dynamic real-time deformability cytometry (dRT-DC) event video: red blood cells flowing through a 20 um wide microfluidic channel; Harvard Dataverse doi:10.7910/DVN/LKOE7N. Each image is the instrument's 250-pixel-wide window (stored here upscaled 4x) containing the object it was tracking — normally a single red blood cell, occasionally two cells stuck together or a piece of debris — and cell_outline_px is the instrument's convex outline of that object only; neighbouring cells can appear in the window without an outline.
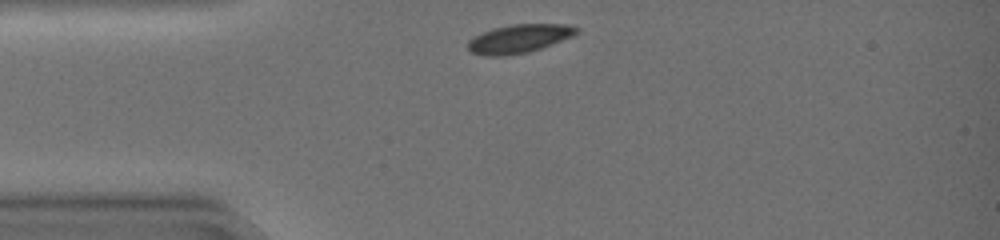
{"species": "common noctule bat (a hibernating species)", "species_latin": "Nyctalus noctula", "temperature_condition": "warm", "stored_images_in_passage": 30, "camera_frame_rate_fps": 3000, "um_per_image_px": 0.085, "animal": {"sex": "female", "body_mass_g": 19.0, "forearm_length_mm": 51.5}, "frame": {"image": 1, "passage_image": 1, "time_ms": 0.0, "image_size_px": [1000, 240], "cell_outline_px": [[576, 32], [560, 40], [540, 48], [528, 52], [500, 56], [488, 56], [472, 52], [468, 48], [468, 44], [476, 36], [484, 32], [496, 28], [512, 24], [564, 24], [576, 28]], "centroid_in_image_um": [44.07, 3.29], "position_along_channel_um": 40.9, "area_um2": 17.17}}
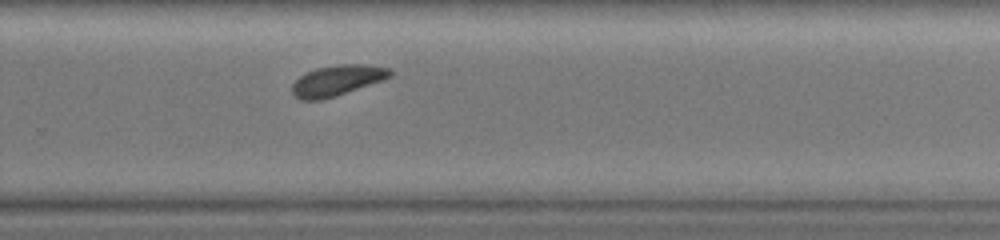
{"frame": {"image": 2, "passage_image": 21, "time_ms": 6.667, "image_size_px": [1000, 240], "cell_outline_px": [[392, 76], [336, 96], [320, 100], [300, 100], [292, 92], [292, 84], [300, 76], [316, 68], [340, 64], [364, 64], [388, 68], [392, 72]], "centroid_in_image_um": [28.63, 6.84], "position_along_channel_um": 301.2, "area_um2": 17.17}}
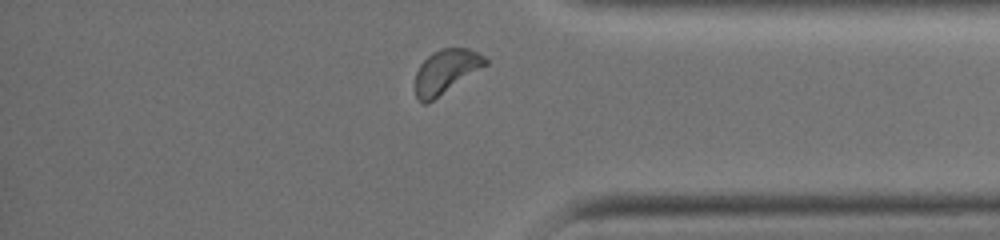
{"frame": {"image": 3, "passage_image": 28, "time_ms": 9.0, "image_size_px": [1000, 240], "cell_outline_px": [[488, 64], [428, 104], [420, 104], [416, 96], [416, 72], [420, 64], [432, 52], [440, 48], [468, 48], [484, 56], [488, 60]], "centroid_in_image_um": [37.89, 6.09], "position_along_channel_um": 397.3, "area_um2": 18.03}, "authors_computed_cell_mechanics": {"area_um2": 17.7157, "velocity_mm_per_s": 4.2257, "shape_relaxation_time_tau1_ms": 1.0982, "shape_relaxation_time_tau2_ms": null, "deformation_change_tau1": 0.0875, "deformation_change_tau2": null}}